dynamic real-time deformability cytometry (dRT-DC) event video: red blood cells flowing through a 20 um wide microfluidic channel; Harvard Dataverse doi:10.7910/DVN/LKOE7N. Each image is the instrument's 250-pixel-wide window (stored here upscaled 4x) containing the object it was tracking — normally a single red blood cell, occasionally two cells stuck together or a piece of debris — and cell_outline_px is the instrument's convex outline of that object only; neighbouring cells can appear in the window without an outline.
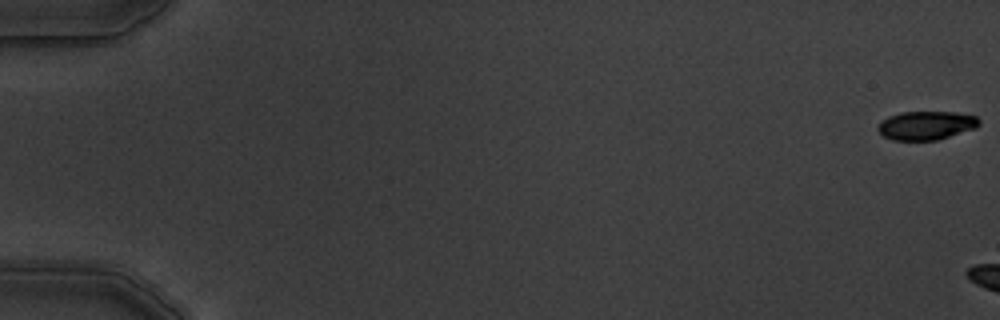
{"species": "common noctule bat (a hibernating species)", "species_latin": "Nyctalus noctula", "temperature_condition": "warm", "stored_images_in_passage": 3, "camera_frame_rate_fps": 3000, "um_per_image_px": 0.085, "animal": {"sex": "male", "body_mass_g": 19.5, "forearm_length_mm": 54.6}, "frame": {"image": 1, "passage_image": 1, "time_ms": 0.0, "image_size_px": [1000, 320], "cell_outline_px": [[980, 124], [976, 128], [936, 140], [892, 140], [884, 136], [876, 128], [880, 120], [888, 116], [900, 112], [956, 112], [976, 116], [980, 120]], "centroid_in_image_um": [78.71, 10.65], "position_along_channel_um": 6.3, "area_um2": 16.99}}